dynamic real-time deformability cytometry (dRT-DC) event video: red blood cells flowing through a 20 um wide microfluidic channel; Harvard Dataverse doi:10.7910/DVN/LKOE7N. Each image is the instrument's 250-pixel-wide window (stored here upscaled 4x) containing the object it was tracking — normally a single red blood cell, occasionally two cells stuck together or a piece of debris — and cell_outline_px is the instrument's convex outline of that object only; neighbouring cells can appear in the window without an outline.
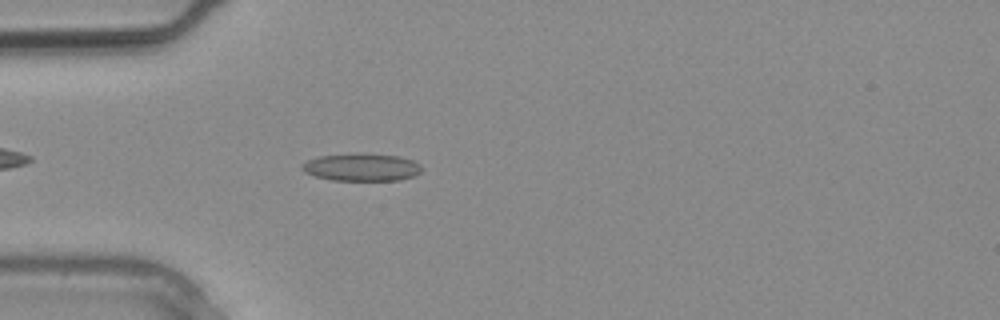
{"species": "common noctule bat (a hibernating species)", "species_latin": "Nyctalus noctula", "temperature_condition": "warm", "stored_images_in_passage": 3, "camera_frame_rate_fps": 3000, "um_per_image_px": 0.085, "animal": {"sex": "male", "body_mass_g": 20.4}, "frame": {"image": 1, "passage_image": 3, "time_ms": 0.667, "image_size_px": [1000, 320], "cell_outline_px": [[424, 168], [416, 176], [400, 180], [332, 180], [316, 176], [304, 172], [300, 168], [300, 164], [308, 160], [320, 156], [360, 152], [400, 156], [412, 160], [420, 164]], "centroid_in_image_um": [30.76, 14.2], "position_along_channel_um": 54.2, "area_um2": 19.59}}